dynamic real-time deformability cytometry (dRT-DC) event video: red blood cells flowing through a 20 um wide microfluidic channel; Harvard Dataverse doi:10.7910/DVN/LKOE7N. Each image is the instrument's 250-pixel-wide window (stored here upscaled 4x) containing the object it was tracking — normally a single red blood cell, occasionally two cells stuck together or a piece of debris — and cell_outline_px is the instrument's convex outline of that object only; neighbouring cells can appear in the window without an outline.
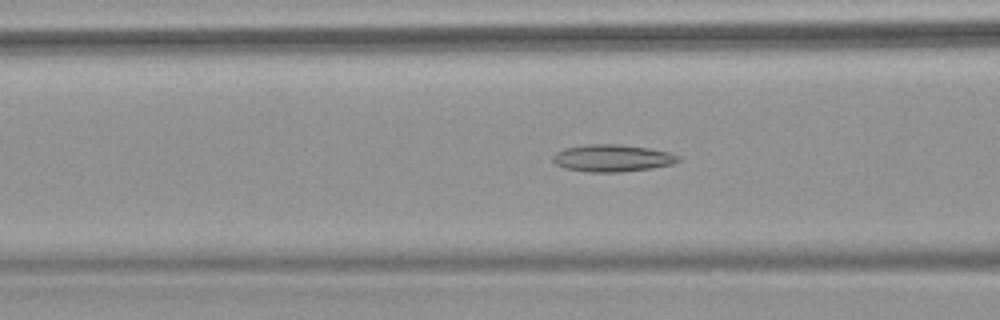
{"species": "common noctule bat (a hibernating species)", "species_latin": "Nyctalus noctula", "temperature_condition": "warm", "stored_images_in_passage": 61, "camera_frame_rate_fps": 3000, "um_per_image_px": 0.085, "animal": {"sex": "female", "body_mass_g": 18.4}, "frame": {"image": 1, "passage_image": 21, "time_ms": 6.667, "image_size_px": [1000, 320], "cell_outline_px": [[680, 160], [672, 164], [652, 168], [620, 172], [588, 172], [564, 168], [556, 164], [552, 160], [552, 156], [556, 152], [564, 148], [588, 144], [616, 144], [648, 148], [668, 152], [680, 156]], "centroid_in_image_um": [52.02, 13.44], "position_along_channel_um": 114.6, "area_um2": 19.83}}
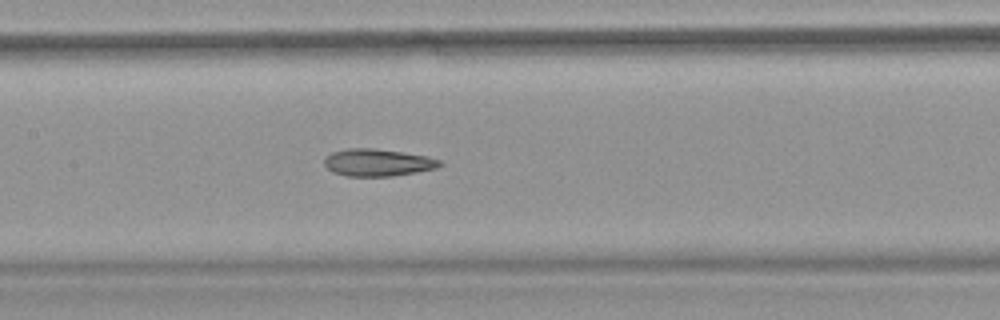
{"frame": {"image": 2, "passage_image": 27, "time_ms": 8.667, "image_size_px": [1000, 320], "cell_outline_px": [[444, 164], [436, 168], [416, 172], [392, 176], [348, 176], [332, 172], [324, 164], [324, 160], [332, 152], [348, 148], [372, 148], [404, 152], [428, 156], [440, 160]], "centroid_in_image_um": [32.13, 13.81], "position_along_channel_um": 175.3, "area_um2": 18.32}}
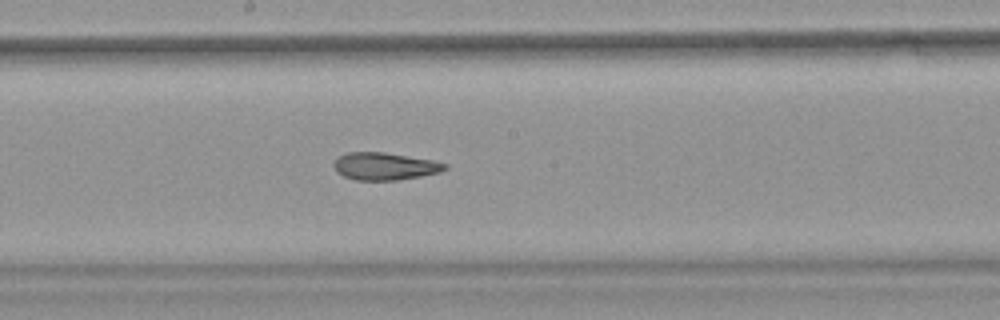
{"frame": {"image": 3, "passage_image": 31, "time_ms": 10.0, "image_size_px": [1000, 320], "cell_outline_px": [[448, 168], [440, 172], [400, 180], [352, 180], [336, 172], [332, 164], [340, 156], [348, 152], [384, 152], [432, 160], [448, 164]], "centroid_in_image_um": [32.69, 14.14], "position_along_channel_um": 215.5, "area_um2": 17.8}}